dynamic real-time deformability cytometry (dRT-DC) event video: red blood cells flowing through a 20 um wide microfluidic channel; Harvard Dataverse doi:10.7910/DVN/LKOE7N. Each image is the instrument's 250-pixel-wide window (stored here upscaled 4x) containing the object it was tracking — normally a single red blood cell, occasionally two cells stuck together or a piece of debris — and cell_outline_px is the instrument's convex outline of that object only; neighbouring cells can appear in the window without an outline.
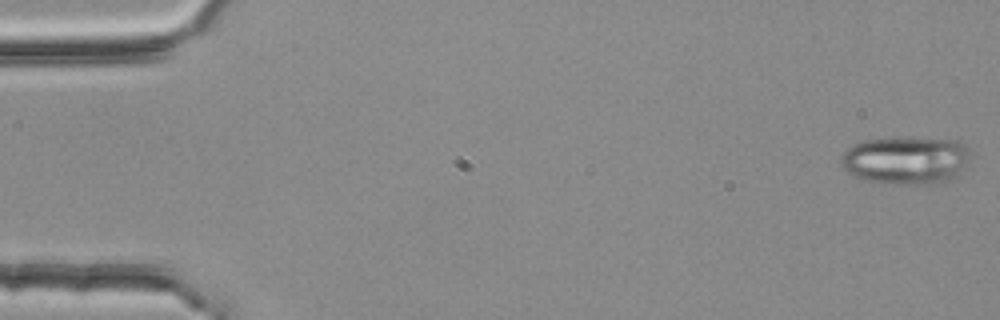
{"species": "common noctule bat (a hibernating species)", "species_latin": "Nyctalus noctula", "temperature_condition": "room temperature", "stored_images_in_passage": 5, "camera_frame_rate_fps": 3000, "um_per_image_px": 0.085, "animal": {"sex": "female", "body_mass_g": 25.1}, "frame": {"image": 1, "passage_image": 1, "time_ms": 0.0, "image_size_px": [1000, 320], "cell_outline_px": [[968, 160], [956, 176], [928, 184], [884, 184], [864, 180], [852, 176], [844, 168], [840, 160], [840, 156], [852, 144], [864, 140], [956, 140], [964, 144], [968, 148]], "centroid_in_image_um": [76.92, 13.66], "position_along_channel_um": 8.1, "area_um2": 35.08}}
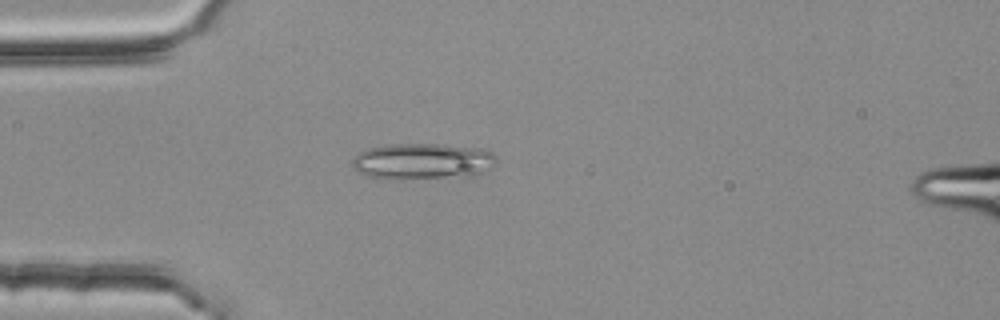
{"frame": {"image": 2, "passage_image": 4, "time_ms": 1.0, "image_size_px": [1000, 320], "cell_outline_px": [[496, 164], [492, 168], [476, 176], [456, 180], [380, 180], [356, 172], [352, 168], [352, 160], [360, 152], [368, 148], [392, 144], [444, 144], [484, 148], [492, 152], [496, 156]], "centroid_in_image_um": [35.99, 13.77], "position_along_channel_um": 49.0, "area_um2": 32.25}}